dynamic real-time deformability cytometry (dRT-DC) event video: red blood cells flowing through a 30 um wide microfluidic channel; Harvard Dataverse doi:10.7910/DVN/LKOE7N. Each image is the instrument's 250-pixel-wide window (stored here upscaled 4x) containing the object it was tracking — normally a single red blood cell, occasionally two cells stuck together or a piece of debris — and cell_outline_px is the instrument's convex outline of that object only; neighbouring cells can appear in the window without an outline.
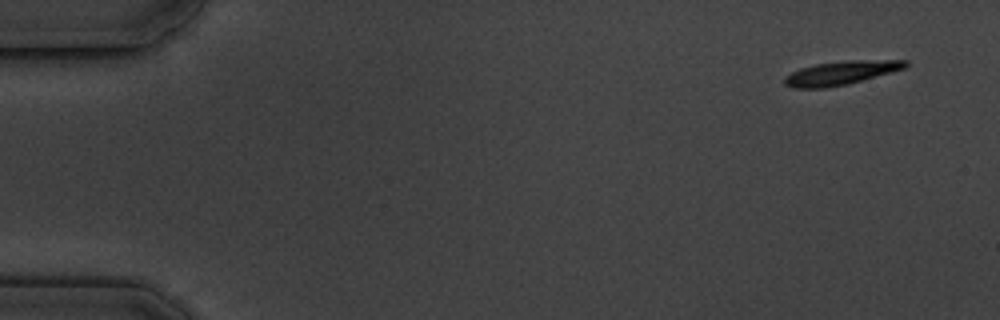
{"species": "common noctule bat (a hibernating species)", "species_latin": "Nyctalus noctula", "temperature_condition": "cold", "stored_images_in_passage": 5, "camera_frame_rate_fps": 3000, "um_per_image_px": 0.085, "animal": {"sex": "male", "body_mass_g": 19.5, "forearm_length_mm": 54.6}, "frame": {"image": 1, "passage_image": 1, "time_ms": 0.0, "image_size_px": [1000, 320], "cell_outline_px": [[908, 64], [904, 68], [892, 72], [848, 84], [824, 88], [792, 88], [784, 84], [784, 76], [800, 68], [816, 64], [844, 60], [908, 60]], "centroid_in_image_um": [71.46, 6.2], "position_along_channel_um": 13.5, "area_um2": 16.76}}
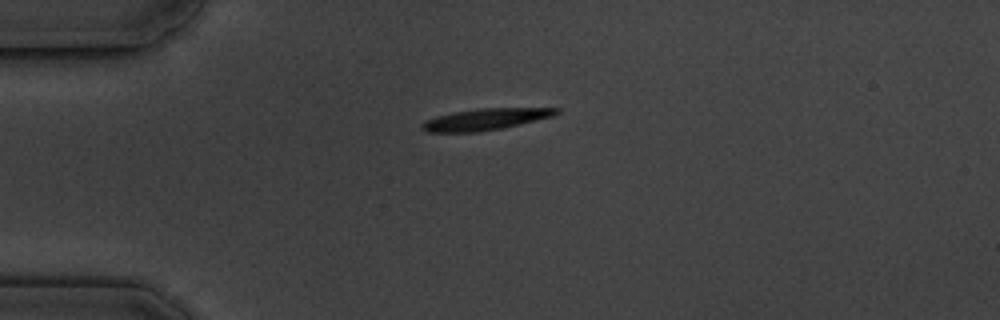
{"frame": {"image": 2, "passage_image": 4, "time_ms": 3.667, "image_size_px": [1000, 320], "cell_outline_px": [[560, 112], [552, 116], [504, 128], [476, 132], [428, 132], [420, 128], [420, 124], [424, 120], [436, 116], [452, 112], [480, 108], [560, 108]], "centroid_in_image_um": [41.21, 10.14], "position_along_channel_um": 43.8, "area_um2": 16.88}}